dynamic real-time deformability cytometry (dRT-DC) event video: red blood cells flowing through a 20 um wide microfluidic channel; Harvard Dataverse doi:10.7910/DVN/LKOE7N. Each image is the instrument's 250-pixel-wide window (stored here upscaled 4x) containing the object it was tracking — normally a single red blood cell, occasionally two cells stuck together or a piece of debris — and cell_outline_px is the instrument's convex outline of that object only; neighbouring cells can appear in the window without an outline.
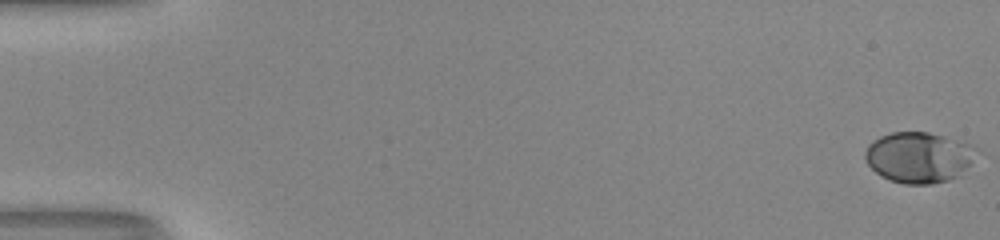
{"species": "human", "species_latin": "Homo sapiens", "temperature_condition": "room temperature", "stored_images_in_passage": 54, "camera_frame_rate_fps": 3000, "um_per_image_px": 0.085, "donor": {"sex": "male"}, "frame": {"image": 1, "passage_image": 1, "time_ms": 0.0, "image_size_px": [1000, 240], "cell_outline_px": [[980, 148], [968, 164], [956, 176], [948, 180], [932, 184], [904, 184], [880, 176], [868, 164], [864, 156], [864, 152], [868, 144], [872, 140], [880, 136], [892, 132], [928, 132], [944, 136], [972, 144]], "centroid_in_image_um": [78.07, 13.35], "position_along_channel_um": 6.9, "area_um2": 32.83}}
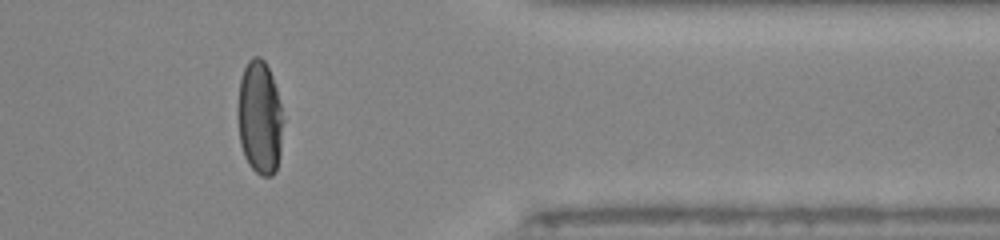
{"frame": {"image": 2, "passage_image": 45, "time_ms": 14.667, "image_size_px": [1000, 240], "cell_outline_px": [[284, 120], [280, 152], [276, 172], [272, 176], [260, 176], [248, 164], [244, 156], [240, 144], [236, 112], [236, 108], [240, 80], [244, 68], [248, 60], [252, 56], [260, 56], [264, 60], [272, 76], [276, 88]], "centroid_in_image_um": [22.06, 10.01], "position_along_channel_um": 389.3, "area_um2": 30.69}}
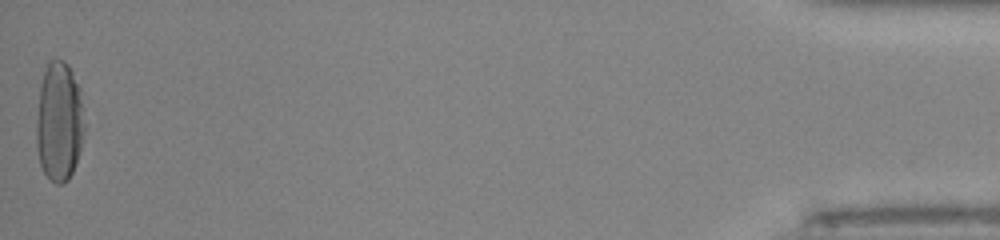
{"frame": {"image": 3, "passage_image": 54, "time_ms": 17.667, "image_size_px": [1000, 240], "cell_outline_px": [[84, 132], [80, 152], [76, 164], [68, 180], [64, 184], [56, 184], [44, 172], [40, 164], [36, 148], [36, 120], [40, 84], [48, 60], [64, 60], [68, 64], [80, 88], [84, 108]], "centroid_in_image_um": [5.04, 10.34], "position_along_channel_um": 430.2, "area_um2": 34.04}, "authors_computed_cell_mechanics": {"area_um2": 32.1657, "velocity_mm_per_s": 4.0243, "shape_relaxation_time_tau1_ms": 4.9485, "shape_relaxation_time_tau2_ms": null, "deformation_change_tau1": 0.2117, "deformation_change_tau2": null}}